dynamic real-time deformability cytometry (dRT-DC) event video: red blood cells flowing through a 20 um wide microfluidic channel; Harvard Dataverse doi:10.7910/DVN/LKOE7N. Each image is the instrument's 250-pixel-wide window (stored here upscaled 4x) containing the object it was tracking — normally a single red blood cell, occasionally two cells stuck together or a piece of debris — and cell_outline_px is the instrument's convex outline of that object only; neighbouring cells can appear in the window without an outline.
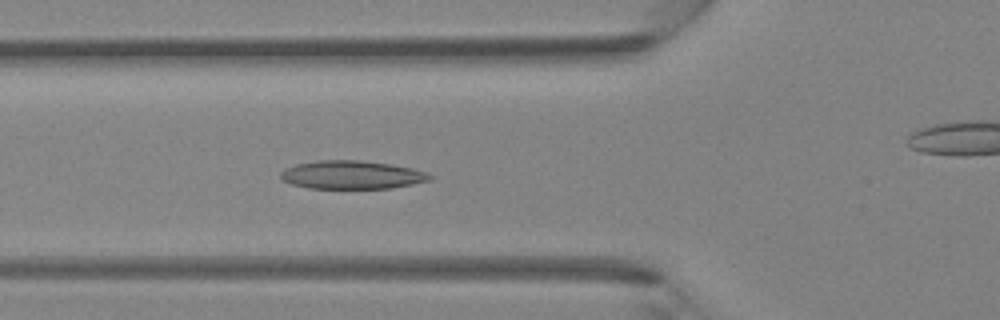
{"species": "Egyptian fruit bat (a non-hibernating species)", "species_latin": "Rousettus aegyptiacus", "temperature_condition": "room temperature", "stored_images_in_passage": 33, "camera_frame_rate_fps": 3000, "um_per_image_px": 0.085, "animal": {"sex": "female"}, "frame": {"image": 1, "passage_image": 8, "time_ms": 2.333, "image_size_px": [1000, 320], "cell_outline_px": [[436, 176], [432, 180], [392, 188], [308, 188], [292, 184], [284, 180], [280, 176], [280, 172], [284, 168], [296, 164], [320, 160], [360, 160], [392, 164], [412, 168]], "centroid_in_image_um": [29.93, 14.86], "position_along_channel_um": 95.9, "area_um2": 24.68}}
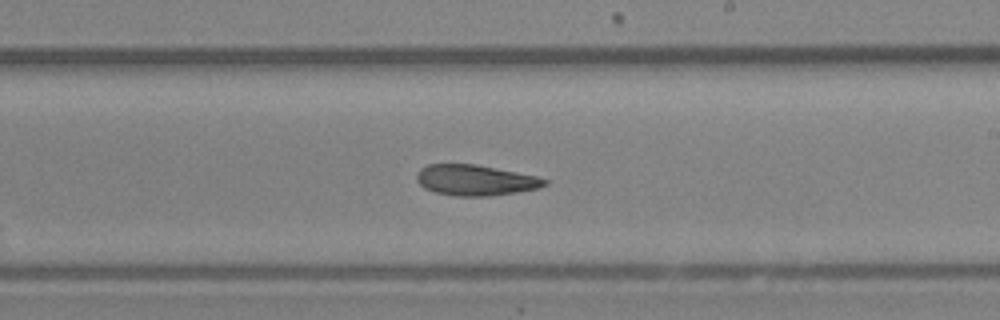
{"frame": {"image": 2, "passage_image": 18, "time_ms": 5.667, "image_size_px": [1000, 320], "cell_outline_px": [[548, 184], [536, 188], [516, 192], [488, 196], [456, 196], [436, 192], [424, 188], [416, 180], [416, 172], [420, 168], [428, 164], [476, 164], [536, 176], [548, 180]], "centroid_in_image_um": [40.36, 15.31], "position_along_channel_um": 248.6, "area_um2": 22.77}}
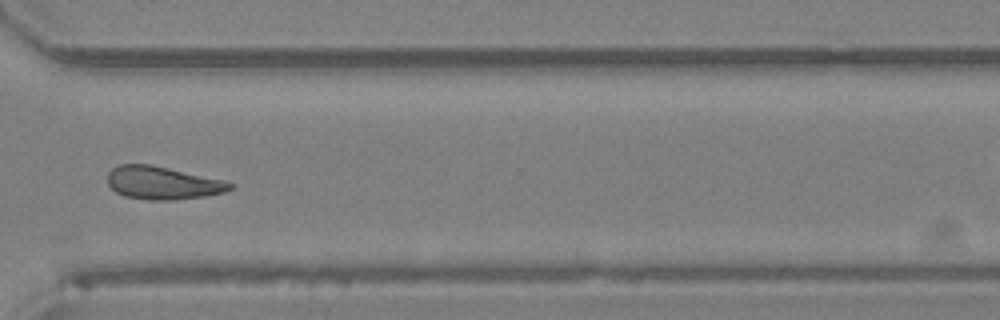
{"frame": {"image": 3, "passage_image": 25, "time_ms": 8.0, "image_size_px": [1000, 320], "cell_outline_px": [[236, 184], [232, 188], [224, 192], [204, 196], [176, 200], [148, 200], [124, 196], [116, 192], [108, 184], [108, 172], [112, 168], [120, 164], [148, 164], [168, 168], [224, 180]], "centroid_in_image_um": [13.82, 15.55], "position_along_channel_um": 356.8, "area_um2": 23.47}}